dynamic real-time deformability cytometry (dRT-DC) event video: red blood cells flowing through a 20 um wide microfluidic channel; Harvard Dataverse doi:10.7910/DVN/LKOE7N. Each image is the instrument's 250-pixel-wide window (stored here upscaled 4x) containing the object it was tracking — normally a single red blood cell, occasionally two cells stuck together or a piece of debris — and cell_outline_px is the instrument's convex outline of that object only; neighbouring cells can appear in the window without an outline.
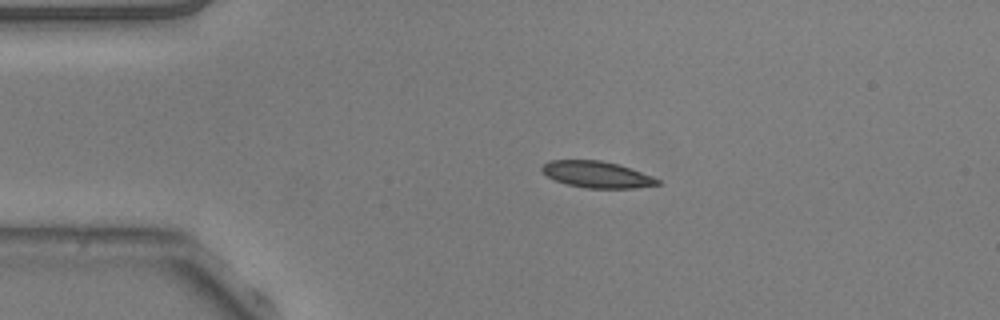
{"species": "common noctule bat (a hibernating species)", "species_latin": "Nyctalus noctula", "temperature_condition": "warm", "stored_images_in_passage": 4, "camera_frame_rate_fps": 3000, "um_per_image_px": 0.085, "animal": {"sex": "male", "body_mass_g": 20.5, "forearm_length_mm": 52.5}, "frame": {"image": 1, "passage_image": 1, "time_ms": 0.0, "image_size_px": [1000, 320], "cell_outline_px": [[660, 184], [636, 188], [584, 188], [568, 184], [556, 180], [548, 176], [540, 168], [548, 160], [600, 160], [620, 164], [652, 176], [660, 180]], "centroid_in_image_um": [50.75, 14.82], "position_along_channel_um": 34.2, "area_um2": 17.8}}